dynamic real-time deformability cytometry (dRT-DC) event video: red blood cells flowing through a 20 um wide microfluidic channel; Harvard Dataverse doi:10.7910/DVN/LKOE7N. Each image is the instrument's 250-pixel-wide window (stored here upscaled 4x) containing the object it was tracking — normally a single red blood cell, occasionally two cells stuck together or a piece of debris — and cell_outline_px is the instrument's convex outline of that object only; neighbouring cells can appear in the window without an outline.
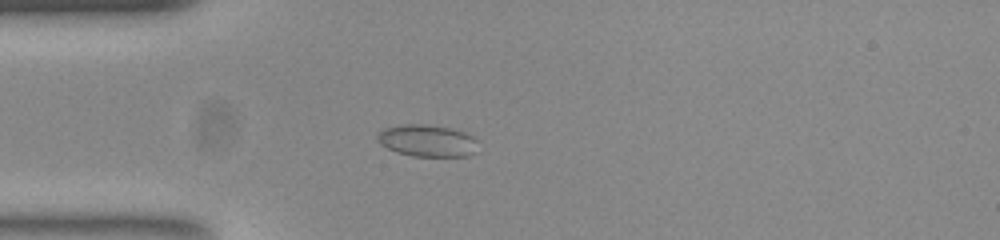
{"species": "common noctule bat (a hibernating species)", "species_latin": "Nyctalus noctula", "temperature_condition": "room temperature", "stored_images_in_passage": 55, "camera_frame_rate_fps": 3000, "um_per_image_px": 0.085, "animal": {"sex": "female", "body_mass_g": 23.0, "forearm_length_mm": 53.4}, "frame": {"image": 1, "passage_image": 14, "time_ms": 4.333, "image_size_px": [1000, 240], "cell_outline_px": [[476, 140], [472, 152], [464, 156], [412, 156], [396, 152], [380, 144], [376, 136], [384, 128], [400, 124], [424, 124], [448, 128], [464, 132], [472, 136]], "centroid_in_image_um": [36.23, 11.95], "position_along_channel_um": 48.8, "area_um2": 18.38}}
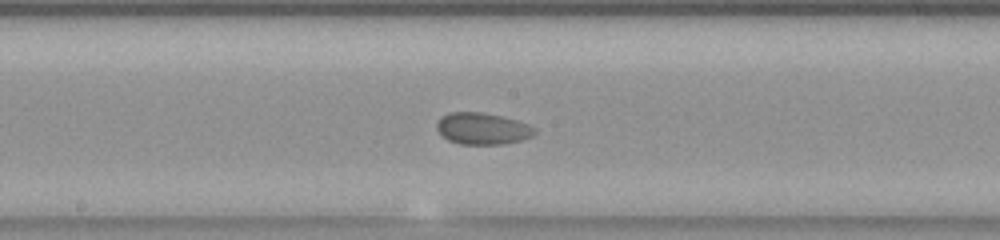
{"frame": {"image": 2, "passage_image": 28, "time_ms": 9.0, "image_size_px": [1000, 240], "cell_outline_px": [[536, 132], [532, 136], [520, 140], [504, 144], [460, 144], [448, 140], [436, 128], [436, 124], [440, 116], [448, 112], [484, 112], [516, 120], [528, 124], [536, 128]], "centroid_in_image_um": [40.99, 10.92], "position_along_channel_um": 207.2, "area_um2": 18.09}}
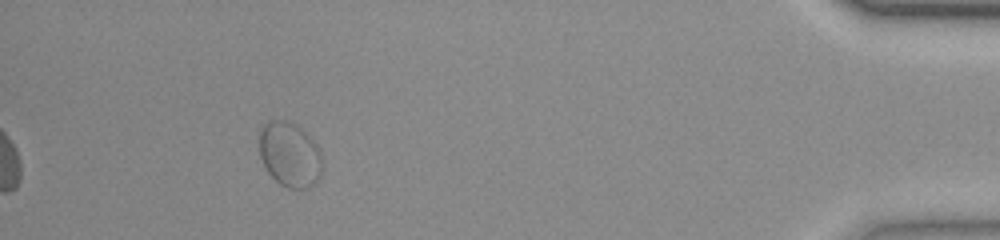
{"frame": {"image": 3, "passage_image": 50, "time_ms": 16.333, "image_size_px": [1000, 240], "cell_outline_px": [[320, 176], [316, 184], [308, 188], [288, 188], [280, 184], [268, 172], [260, 156], [260, 128], [264, 124], [272, 120], [284, 120], [300, 128], [316, 144], [320, 152]], "centroid_in_image_um": [24.61, 13.15], "position_along_channel_um": 410.6, "area_um2": 23.35}, "authors_computed_cell_mechanics": {"area_um2": 19.074, "velocity_mm_per_s": 3.6476, "shape_relaxation_time_tau1_ms": null, "shape_relaxation_time_tau2_ms": 1.1579, "deformation_change_tau1": null, "deformation_change_tau2": 0.0455}}